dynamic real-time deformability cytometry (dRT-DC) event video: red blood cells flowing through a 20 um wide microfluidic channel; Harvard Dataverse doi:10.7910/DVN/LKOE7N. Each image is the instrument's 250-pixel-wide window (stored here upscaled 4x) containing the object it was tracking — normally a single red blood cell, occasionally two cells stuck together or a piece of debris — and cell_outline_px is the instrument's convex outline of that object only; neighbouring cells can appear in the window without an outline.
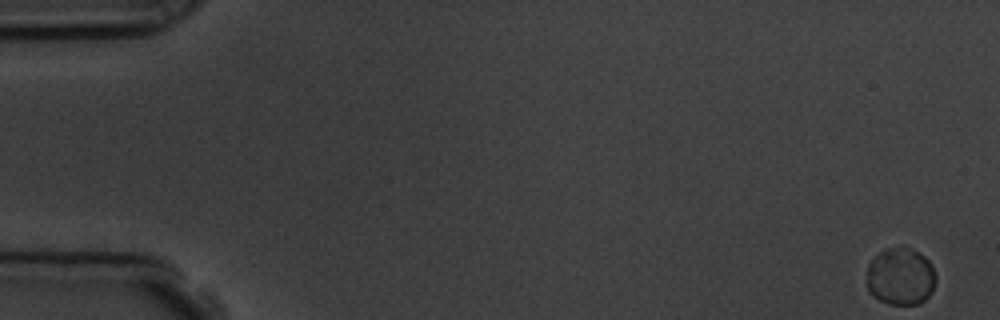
{"species": "common noctule bat (a hibernating species)", "species_latin": "Nyctalus noctula", "temperature_condition": "room temperature", "stored_images_in_passage": 16, "camera_frame_rate_fps": 3000, "um_per_image_px": 0.085, "animal": {"sex": "male", "body_mass_g": 19.5, "forearm_length_mm": 54.6}, "frame": {"image": 1, "passage_image": 1, "time_ms": 0.0, "image_size_px": [1000, 320], "cell_outline_px": [[936, 280], [932, 292], [920, 304], [888, 304], [872, 296], [868, 292], [868, 264], [884, 248], [912, 248], [924, 256], [928, 260], [936, 276]], "centroid_in_image_um": [76.55, 23.52], "position_along_channel_um": 8.4, "area_um2": 23.0}}
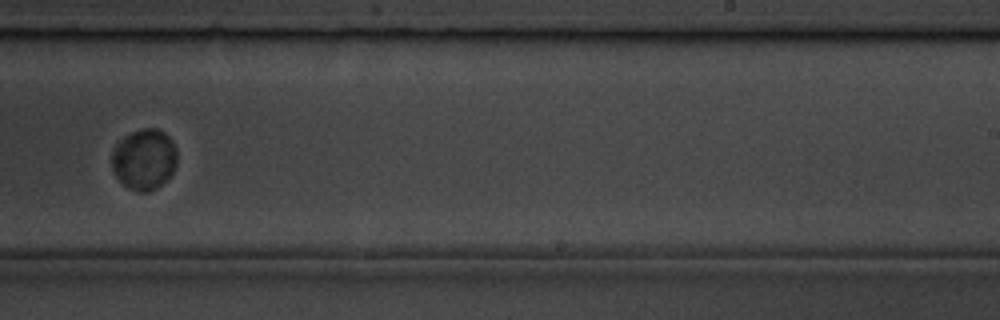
{"frame": {"image": 2, "passage_image": 11, "time_ms": 11.333, "image_size_px": [1000, 320], "cell_outline_px": [[176, 164], [172, 172], [156, 188], [148, 192], [136, 192], [128, 188], [112, 172], [112, 152], [116, 144], [124, 136], [140, 128], [156, 128], [164, 132], [172, 140], [176, 148]], "centroid_in_image_um": [12.24, 13.53], "position_along_channel_um": 276.8, "area_um2": 23.12}}
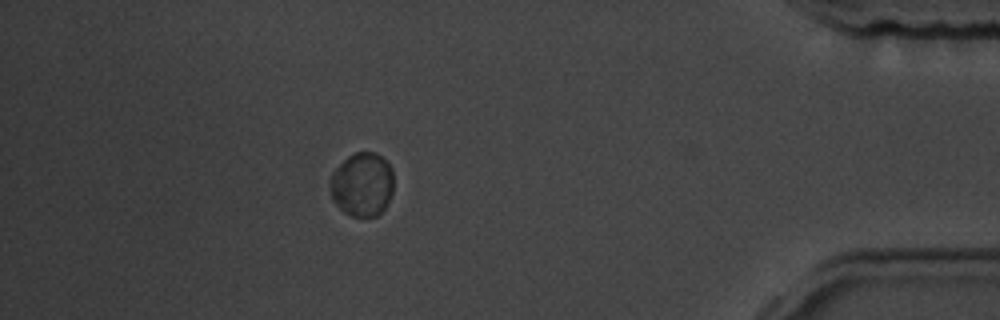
{"frame": {"image": 3, "passage_image": 15, "time_ms": 16.0, "image_size_px": [1000, 320], "cell_outline_px": [[392, 192], [384, 208], [376, 216], [352, 216], [344, 212], [332, 200], [328, 184], [328, 180], [332, 172], [348, 156], [356, 152], [376, 152], [392, 168]], "centroid_in_image_um": [30.74, 15.67], "position_along_channel_um": 404.5, "area_um2": 23.64}, "authors_computed_cell_mechanics": {"area_um2": 23.5246, "velocity_mm_per_s": 3.6795, "shape_relaxation_time_tau1_ms": 1.3983, "shape_relaxation_time_tau2_ms": null, "deformation_change_tau1": 0.0072, "deformation_change_tau2": null}}